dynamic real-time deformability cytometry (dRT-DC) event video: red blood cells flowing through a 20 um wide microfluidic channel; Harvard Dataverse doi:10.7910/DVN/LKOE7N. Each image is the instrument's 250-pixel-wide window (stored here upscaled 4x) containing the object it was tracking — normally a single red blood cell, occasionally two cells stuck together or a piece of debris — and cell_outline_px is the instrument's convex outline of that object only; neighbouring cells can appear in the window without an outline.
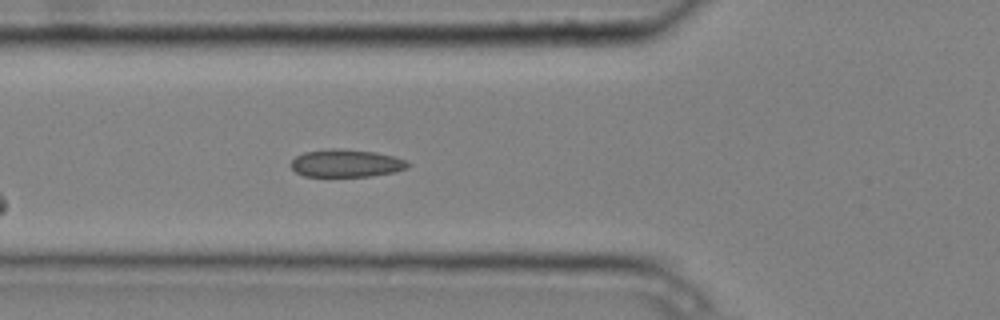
{"species": "common noctule bat (a hibernating species)", "species_latin": "Nyctalus noctula", "temperature_condition": "cold", "stored_images_in_passage": 6, "segment_of_instrument_passage": [1, 2], "camera_frame_rate_fps": 3000, "um_per_image_px": 0.085, "animal": {"sex": "male", "body_mass_g": 20.4}, "frame": {"image": 1, "passage_image": 5, "time_ms": 1.333, "image_size_px": [1000, 320], "cell_outline_px": [[412, 164], [408, 168], [392, 172], [372, 176], [304, 176], [296, 172], [292, 168], [292, 160], [296, 156], [304, 152], [332, 148], [376, 152], [392, 156], [404, 160]], "centroid_in_image_um": [29.43, 13.88], "position_along_channel_um": 96.4, "area_um2": 18.67}}